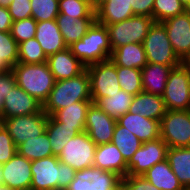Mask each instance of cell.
Listing matches in <instances>:
<instances>
[{
  "label": "cell",
  "instance_id": "obj_1",
  "mask_svg": "<svg viewBox=\"0 0 190 190\" xmlns=\"http://www.w3.org/2000/svg\"><path fill=\"white\" fill-rule=\"evenodd\" d=\"M78 101H92L87 69L70 79L55 81L53 89L42 105V110L51 116L54 112Z\"/></svg>",
  "mask_w": 190,
  "mask_h": 190
},
{
  "label": "cell",
  "instance_id": "obj_2",
  "mask_svg": "<svg viewBox=\"0 0 190 190\" xmlns=\"http://www.w3.org/2000/svg\"><path fill=\"white\" fill-rule=\"evenodd\" d=\"M31 173V190H66L76 176V170L54 155L32 161Z\"/></svg>",
  "mask_w": 190,
  "mask_h": 190
},
{
  "label": "cell",
  "instance_id": "obj_3",
  "mask_svg": "<svg viewBox=\"0 0 190 190\" xmlns=\"http://www.w3.org/2000/svg\"><path fill=\"white\" fill-rule=\"evenodd\" d=\"M72 54L86 67L109 60L112 55L108 30L106 25L95 21L88 32L68 47Z\"/></svg>",
  "mask_w": 190,
  "mask_h": 190
},
{
  "label": "cell",
  "instance_id": "obj_4",
  "mask_svg": "<svg viewBox=\"0 0 190 190\" xmlns=\"http://www.w3.org/2000/svg\"><path fill=\"white\" fill-rule=\"evenodd\" d=\"M11 70L17 86L43 105L55 83L47 62L41 64L17 63Z\"/></svg>",
  "mask_w": 190,
  "mask_h": 190
},
{
  "label": "cell",
  "instance_id": "obj_5",
  "mask_svg": "<svg viewBox=\"0 0 190 190\" xmlns=\"http://www.w3.org/2000/svg\"><path fill=\"white\" fill-rule=\"evenodd\" d=\"M143 47L147 63L175 68L183 62L178 58L168 39L167 30L161 22H154L144 38Z\"/></svg>",
  "mask_w": 190,
  "mask_h": 190
},
{
  "label": "cell",
  "instance_id": "obj_6",
  "mask_svg": "<svg viewBox=\"0 0 190 190\" xmlns=\"http://www.w3.org/2000/svg\"><path fill=\"white\" fill-rule=\"evenodd\" d=\"M154 22L153 17L134 15L121 22L106 25L112 52L129 43H143Z\"/></svg>",
  "mask_w": 190,
  "mask_h": 190
},
{
  "label": "cell",
  "instance_id": "obj_7",
  "mask_svg": "<svg viewBox=\"0 0 190 190\" xmlns=\"http://www.w3.org/2000/svg\"><path fill=\"white\" fill-rule=\"evenodd\" d=\"M167 110H190V64L172 68L162 95Z\"/></svg>",
  "mask_w": 190,
  "mask_h": 190
},
{
  "label": "cell",
  "instance_id": "obj_8",
  "mask_svg": "<svg viewBox=\"0 0 190 190\" xmlns=\"http://www.w3.org/2000/svg\"><path fill=\"white\" fill-rule=\"evenodd\" d=\"M160 138L168 148L190 147V110H167L160 121Z\"/></svg>",
  "mask_w": 190,
  "mask_h": 190
},
{
  "label": "cell",
  "instance_id": "obj_9",
  "mask_svg": "<svg viewBox=\"0 0 190 190\" xmlns=\"http://www.w3.org/2000/svg\"><path fill=\"white\" fill-rule=\"evenodd\" d=\"M96 147L95 142L84 131L66 143L58 159L76 171L83 170L93 166Z\"/></svg>",
  "mask_w": 190,
  "mask_h": 190
},
{
  "label": "cell",
  "instance_id": "obj_10",
  "mask_svg": "<svg viewBox=\"0 0 190 190\" xmlns=\"http://www.w3.org/2000/svg\"><path fill=\"white\" fill-rule=\"evenodd\" d=\"M48 115L41 110L39 113L20 115L3 120V126L12 137L14 144L19 146L28 139L37 138L46 130Z\"/></svg>",
  "mask_w": 190,
  "mask_h": 190
},
{
  "label": "cell",
  "instance_id": "obj_11",
  "mask_svg": "<svg viewBox=\"0 0 190 190\" xmlns=\"http://www.w3.org/2000/svg\"><path fill=\"white\" fill-rule=\"evenodd\" d=\"M90 77L92 102L96 103L107 94H114L121 90L117 76V66L111 59L86 67Z\"/></svg>",
  "mask_w": 190,
  "mask_h": 190
},
{
  "label": "cell",
  "instance_id": "obj_12",
  "mask_svg": "<svg viewBox=\"0 0 190 190\" xmlns=\"http://www.w3.org/2000/svg\"><path fill=\"white\" fill-rule=\"evenodd\" d=\"M122 177L112 171L89 167L76 171L66 190H121Z\"/></svg>",
  "mask_w": 190,
  "mask_h": 190
},
{
  "label": "cell",
  "instance_id": "obj_13",
  "mask_svg": "<svg viewBox=\"0 0 190 190\" xmlns=\"http://www.w3.org/2000/svg\"><path fill=\"white\" fill-rule=\"evenodd\" d=\"M168 145L161 139L142 143L127 163V176H143L152 166L167 158Z\"/></svg>",
  "mask_w": 190,
  "mask_h": 190
},
{
  "label": "cell",
  "instance_id": "obj_14",
  "mask_svg": "<svg viewBox=\"0 0 190 190\" xmlns=\"http://www.w3.org/2000/svg\"><path fill=\"white\" fill-rule=\"evenodd\" d=\"M167 30L168 39L178 58L190 60V10L161 22Z\"/></svg>",
  "mask_w": 190,
  "mask_h": 190
},
{
  "label": "cell",
  "instance_id": "obj_15",
  "mask_svg": "<svg viewBox=\"0 0 190 190\" xmlns=\"http://www.w3.org/2000/svg\"><path fill=\"white\" fill-rule=\"evenodd\" d=\"M117 120L105 113L96 103L87 110L85 131L95 144L111 143Z\"/></svg>",
  "mask_w": 190,
  "mask_h": 190
},
{
  "label": "cell",
  "instance_id": "obj_16",
  "mask_svg": "<svg viewBox=\"0 0 190 190\" xmlns=\"http://www.w3.org/2000/svg\"><path fill=\"white\" fill-rule=\"evenodd\" d=\"M31 163L32 161L16 153L7 163L1 164L4 185L16 190H31Z\"/></svg>",
  "mask_w": 190,
  "mask_h": 190
},
{
  "label": "cell",
  "instance_id": "obj_17",
  "mask_svg": "<svg viewBox=\"0 0 190 190\" xmlns=\"http://www.w3.org/2000/svg\"><path fill=\"white\" fill-rule=\"evenodd\" d=\"M42 104L25 92L19 86H15L8 95L5 96L2 119L20 115L39 113Z\"/></svg>",
  "mask_w": 190,
  "mask_h": 190
},
{
  "label": "cell",
  "instance_id": "obj_18",
  "mask_svg": "<svg viewBox=\"0 0 190 190\" xmlns=\"http://www.w3.org/2000/svg\"><path fill=\"white\" fill-rule=\"evenodd\" d=\"M47 64L55 81L70 79L86 69V66L72 54L69 48L48 56Z\"/></svg>",
  "mask_w": 190,
  "mask_h": 190
},
{
  "label": "cell",
  "instance_id": "obj_19",
  "mask_svg": "<svg viewBox=\"0 0 190 190\" xmlns=\"http://www.w3.org/2000/svg\"><path fill=\"white\" fill-rule=\"evenodd\" d=\"M117 122L143 143L160 138V121L158 120L127 112L120 116Z\"/></svg>",
  "mask_w": 190,
  "mask_h": 190
},
{
  "label": "cell",
  "instance_id": "obj_20",
  "mask_svg": "<svg viewBox=\"0 0 190 190\" xmlns=\"http://www.w3.org/2000/svg\"><path fill=\"white\" fill-rule=\"evenodd\" d=\"M93 166L105 171L115 172L122 178L127 176V162L112 142L96 147Z\"/></svg>",
  "mask_w": 190,
  "mask_h": 190
},
{
  "label": "cell",
  "instance_id": "obj_21",
  "mask_svg": "<svg viewBox=\"0 0 190 190\" xmlns=\"http://www.w3.org/2000/svg\"><path fill=\"white\" fill-rule=\"evenodd\" d=\"M35 38L47 57L68 48L56 19L37 22Z\"/></svg>",
  "mask_w": 190,
  "mask_h": 190
},
{
  "label": "cell",
  "instance_id": "obj_22",
  "mask_svg": "<svg viewBox=\"0 0 190 190\" xmlns=\"http://www.w3.org/2000/svg\"><path fill=\"white\" fill-rule=\"evenodd\" d=\"M166 111L162 96L146 92L135 95L129 108L130 113L158 121H161Z\"/></svg>",
  "mask_w": 190,
  "mask_h": 190
},
{
  "label": "cell",
  "instance_id": "obj_23",
  "mask_svg": "<svg viewBox=\"0 0 190 190\" xmlns=\"http://www.w3.org/2000/svg\"><path fill=\"white\" fill-rule=\"evenodd\" d=\"M171 70V66L147 63L141 69L143 92L162 96Z\"/></svg>",
  "mask_w": 190,
  "mask_h": 190
},
{
  "label": "cell",
  "instance_id": "obj_24",
  "mask_svg": "<svg viewBox=\"0 0 190 190\" xmlns=\"http://www.w3.org/2000/svg\"><path fill=\"white\" fill-rule=\"evenodd\" d=\"M95 13L96 21L102 25H111L134 16L130 0H108Z\"/></svg>",
  "mask_w": 190,
  "mask_h": 190
},
{
  "label": "cell",
  "instance_id": "obj_25",
  "mask_svg": "<svg viewBox=\"0 0 190 190\" xmlns=\"http://www.w3.org/2000/svg\"><path fill=\"white\" fill-rule=\"evenodd\" d=\"M56 21L66 46L69 47L78 40H81L96 21V18L67 17V15L59 13Z\"/></svg>",
  "mask_w": 190,
  "mask_h": 190
},
{
  "label": "cell",
  "instance_id": "obj_26",
  "mask_svg": "<svg viewBox=\"0 0 190 190\" xmlns=\"http://www.w3.org/2000/svg\"><path fill=\"white\" fill-rule=\"evenodd\" d=\"M111 61L116 66L142 69L147 64L143 43H129L112 52Z\"/></svg>",
  "mask_w": 190,
  "mask_h": 190
},
{
  "label": "cell",
  "instance_id": "obj_27",
  "mask_svg": "<svg viewBox=\"0 0 190 190\" xmlns=\"http://www.w3.org/2000/svg\"><path fill=\"white\" fill-rule=\"evenodd\" d=\"M142 177L159 190H186L175 176L167 160L152 166Z\"/></svg>",
  "mask_w": 190,
  "mask_h": 190
},
{
  "label": "cell",
  "instance_id": "obj_28",
  "mask_svg": "<svg viewBox=\"0 0 190 190\" xmlns=\"http://www.w3.org/2000/svg\"><path fill=\"white\" fill-rule=\"evenodd\" d=\"M166 160L181 185L190 190V147L168 148Z\"/></svg>",
  "mask_w": 190,
  "mask_h": 190
},
{
  "label": "cell",
  "instance_id": "obj_29",
  "mask_svg": "<svg viewBox=\"0 0 190 190\" xmlns=\"http://www.w3.org/2000/svg\"><path fill=\"white\" fill-rule=\"evenodd\" d=\"M46 133L54 156H59L66 143L76 135L85 131V128H67L63 123L56 121L52 116H48Z\"/></svg>",
  "mask_w": 190,
  "mask_h": 190
},
{
  "label": "cell",
  "instance_id": "obj_30",
  "mask_svg": "<svg viewBox=\"0 0 190 190\" xmlns=\"http://www.w3.org/2000/svg\"><path fill=\"white\" fill-rule=\"evenodd\" d=\"M92 101H78L54 112L51 116L67 128H85L87 110Z\"/></svg>",
  "mask_w": 190,
  "mask_h": 190
},
{
  "label": "cell",
  "instance_id": "obj_31",
  "mask_svg": "<svg viewBox=\"0 0 190 190\" xmlns=\"http://www.w3.org/2000/svg\"><path fill=\"white\" fill-rule=\"evenodd\" d=\"M133 97L130 93L120 90L114 94H107L106 97H101L96 104L110 117L117 120L129 112Z\"/></svg>",
  "mask_w": 190,
  "mask_h": 190
},
{
  "label": "cell",
  "instance_id": "obj_32",
  "mask_svg": "<svg viewBox=\"0 0 190 190\" xmlns=\"http://www.w3.org/2000/svg\"><path fill=\"white\" fill-rule=\"evenodd\" d=\"M17 153L30 161L52 156V147L46 131L37 138L28 139L17 146Z\"/></svg>",
  "mask_w": 190,
  "mask_h": 190
},
{
  "label": "cell",
  "instance_id": "obj_33",
  "mask_svg": "<svg viewBox=\"0 0 190 190\" xmlns=\"http://www.w3.org/2000/svg\"><path fill=\"white\" fill-rule=\"evenodd\" d=\"M112 143L116 145L128 163L133 154L141 147L142 143L136 135L126 130L118 122L115 125Z\"/></svg>",
  "mask_w": 190,
  "mask_h": 190
},
{
  "label": "cell",
  "instance_id": "obj_34",
  "mask_svg": "<svg viewBox=\"0 0 190 190\" xmlns=\"http://www.w3.org/2000/svg\"><path fill=\"white\" fill-rule=\"evenodd\" d=\"M45 62H47V56L35 37L18 44V63L41 64Z\"/></svg>",
  "mask_w": 190,
  "mask_h": 190
},
{
  "label": "cell",
  "instance_id": "obj_35",
  "mask_svg": "<svg viewBox=\"0 0 190 190\" xmlns=\"http://www.w3.org/2000/svg\"><path fill=\"white\" fill-rule=\"evenodd\" d=\"M117 76L121 90L133 96L143 92L140 69L117 66Z\"/></svg>",
  "mask_w": 190,
  "mask_h": 190
},
{
  "label": "cell",
  "instance_id": "obj_36",
  "mask_svg": "<svg viewBox=\"0 0 190 190\" xmlns=\"http://www.w3.org/2000/svg\"><path fill=\"white\" fill-rule=\"evenodd\" d=\"M59 13L67 17L96 18L95 10L88 0H59Z\"/></svg>",
  "mask_w": 190,
  "mask_h": 190
},
{
  "label": "cell",
  "instance_id": "obj_37",
  "mask_svg": "<svg viewBox=\"0 0 190 190\" xmlns=\"http://www.w3.org/2000/svg\"><path fill=\"white\" fill-rule=\"evenodd\" d=\"M186 10L179 0H155L152 17L155 22H162L170 17L182 14Z\"/></svg>",
  "mask_w": 190,
  "mask_h": 190
},
{
  "label": "cell",
  "instance_id": "obj_38",
  "mask_svg": "<svg viewBox=\"0 0 190 190\" xmlns=\"http://www.w3.org/2000/svg\"><path fill=\"white\" fill-rule=\"evenodd\" d=\"M0 61L9 70L18 63V43L10 32H0Z\"/></svg>",
  "mask_w": 190,
  "mask_h": 190
},
{
  "label": "cell",
  "instance_id": "obj_39",
  "mask_svg": "<svg viewBox=\"0 0 190 190\" xmlns=\"http://www.w3.org/2000/svg\"><path fill=\"white\" fill-rule=\"evenodd\" d=\"M31 17L37 22L55 20L59 15V0H30Z\"/></svg>",
  "mask_w": 190,
  "mask_h": 190
},
{
  "label": "cell",
  "instance_id": "obj_40",
  "mask_svg": "<svg viewBox=\"0 0 190 190\" xmlns=\"http://www.w3.org/2000/svg\"><path fill=\"white\" fill-rule=\"evenodd\" d=\"M37 21L32 18H25L22 20L13 21L11 26V36L19 44L25 40L35 37Z\"/></svg>",
  "mask_w": 190,
  "mask_h": 190
},
{
  "label": "cell",
  "instance_id": "obj_41",
  "mask_svg": "<svg viewBox=\"0 0 190 190\" xmlns=\"http://www.w3.org/2000/svg\"><path fill=\"white\" fill-rule=\"evenodd\" d=\"M17 153V146L4 126L0 128V164L7 163Z\"/></svg>",
  "mask_w": 190,
  "mask_h": 190
},
{
  "label": "cell",
  "instance_id": "obj_42",
  "mask_svg": "<svg viewBox=\"0 0 190 190\" xmlns=\"http://www.w3.org/2000/svg\"><path fill=\"white\" fill-rule=\"evenodd\" d=\"M16 79L10 69L0 74V118L3 114L5 96L16 86Z\"/></svg>",
  "mask_w": 190,
  "mask_h": 190
},
{
  "label": "cell",
  "instance_id": "obj_43",
  "mask_svg": "<svg viewBox=\"0 0 190 190\" xmlns=\"http://www.w3.org/2000/svg\"><path fill=\"white\" fill-rule=\"evenodd\" d=\"M121 190H159L142 176H126L122 178Z\"/></svg>",
  "mask_w": 190,
  "mask_h": 190
},
{
  "label": "cell",
  "instance_id": "obj_44",
  "mask_svg": "<svg viewBox=\"0 0 190 190\" xmlns=\"http://www.w3.org/2000/svg\"><path fill=\"white\" fill-rule=\"evenodd\" d=\"M8 11L13 21L29 18L32 15L31 2L30 0H13Z\"/></svg>",
  "mask_w": 190,
  "mask_h": 190
},
{
  "label": "cell",
  "instance_id": "obj_45",
  "mask_svg": "<svg viewBox=\"0 0 190 190\" xmlns=\"http://www.w3.org/2000/svg\"><path fill=\"white\" fill-rule=\"evenodd\" d=\"M155 0H130L134 15H145L152 17Z\"/></svg>",
  "mask_w": 190,
  "mask_h": 190
},
{
  "label": "cell",
  "instance_id": "obj_46",
  "mask_svg": "<svg viewBox=\"0 0 190 190\" xmlns=\"http://www.w3.org/2000/svg\"><path fill=\"white\" fill-rule=\"evenodd\" d=\"M13 20L8 8L0 7V32H10Z\"/></svg>",
  "mask_w": 190,
  "mask_h": 190
},
{
  "label": "cell",
  "instance_id": "obj_47",
  "mask_svg": "<svg viewBox=\"0 0 190 190\" xmlns=\"http://www.w3.org/2000/svg\"><path fill=\"white\" fill-rule=\"evenodd\" d=\"M108 0H90V4L94 10Z\"/></svg>",
  "mask_w": 190,
  "mask_h": 190
},
{
  "label": "cell",
  "instance_id": "obj_48",
  "mask_svg": "<svg viewBox=\"0 0 190 190\" xmlns=\"http://www.w3.org/2000/svg\"><path fill=\"white\" fill-rule=\"evenodd\" d=\"M13 0H0V7L8 8Z\"/></svg>",
  "mask_w": 190,
  "mask_h": 190
},
{
  "label": "cell",
  "instance_id": "obj_49",
  "mask_svg": "<svg viewBox=\"0 0 190 190\" xmlns=\"http://www.w3.org/2000/svg\"><path fill=\"white\" fill-rule=\"evenodd\" d=\"M187 10H190V0H179Z\"/></svg>",
  "mask_w": 190,
  "mask_h": 190
},
{
  "label": "cell",
  "instance_id": "obj_50",
  "mask_svg": "<svg viewBox=\"0 0 190 190\" xmlns=\"http://www.w3.org/2000/svg\"><path fill=\"white\" fill-rule=\"evenodd\" d=\"M3 170H2V165L0 164V185H4V178H3Z\"/></svg>",
  "mask_w": 190,
  "mask_h": 190
},
{
  "label": "cell",
  "instance_id": "obj_51",
  "mask_svg": "<svg viewBox=\"0 0 190 190\" xmlns=\"http://www.w3.org/2000/svg\"><path fill=\"white\" fill-rule=\"evenodd\" d=\"M8 70L9 69L0 61V74Z\"/></svg>",
  "mask_w": 190,
  "mask_h": 190
},
{
  "label": "cell",
  "instance_id": "obj_52",
  "mask_svg": "<svg viewBox=\"0 0 190 190\" xmlns=\"http://www.w3.org/2000/svg\"><path fill=\"white\" fill-rule=\"evenodd\" d=\"M0 190H16V189H13V188H11V187H9V186H7V185H0Z\"/></svg>",
  "mask_w": 190,
  "mask_h": 190
},
{
  "label": "cell",
  "instance_id": "obj_53",
  "mask_svg": "<svg viewBox=\"0 0 190 190\" xmlns=\"http://www.w3.org/2000/svg\"><path fill=\"white\" fill-rule=\"evenodd\" d=\"M3 126V119L0 118V128Z\"/></svg>",
  "mask_w": 190,
  "mask_h": 190
}]
</instances>
